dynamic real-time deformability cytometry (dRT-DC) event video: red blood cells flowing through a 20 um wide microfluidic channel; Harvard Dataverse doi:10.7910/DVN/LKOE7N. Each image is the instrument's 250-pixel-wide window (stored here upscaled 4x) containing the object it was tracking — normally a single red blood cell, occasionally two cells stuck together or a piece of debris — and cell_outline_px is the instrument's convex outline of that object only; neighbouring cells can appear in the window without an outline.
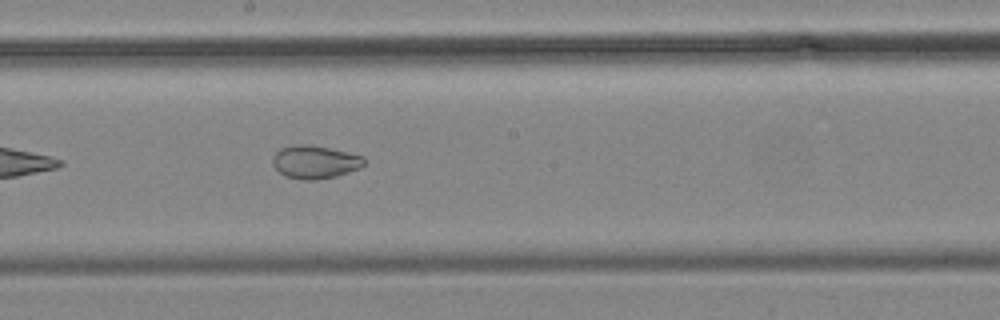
{"species": "common noctule bat (a hibernating species)", "species_latin": "Nyctalus noctula", "temperature_condition": "cold", "stored_images_in_passage": 7, "camera_frame_rate_fps": 3000, "um_per_image_px": 0.085, "animal": {"sex": "male", "body_mass_g": 19.2, "forearm_length_mm": 51.8}, "frame": {"image": 1, "passage_image": 7, "time_ms": 7.0, "image_size_px": [1000, 320], "cell_outline_px": [[364, 164], [360, 168], [336, 176], [316, 180], [300, 180], [288, 176], [280, 172], [272, 164], [272, 156], [280, 148], [296, 144], [308, 144], [328, 148], [364, 156]], "centroid_in_image_um": [26.75, 13.77], "position_along_channel_um": 221.4, "area_um2": 17.57}}